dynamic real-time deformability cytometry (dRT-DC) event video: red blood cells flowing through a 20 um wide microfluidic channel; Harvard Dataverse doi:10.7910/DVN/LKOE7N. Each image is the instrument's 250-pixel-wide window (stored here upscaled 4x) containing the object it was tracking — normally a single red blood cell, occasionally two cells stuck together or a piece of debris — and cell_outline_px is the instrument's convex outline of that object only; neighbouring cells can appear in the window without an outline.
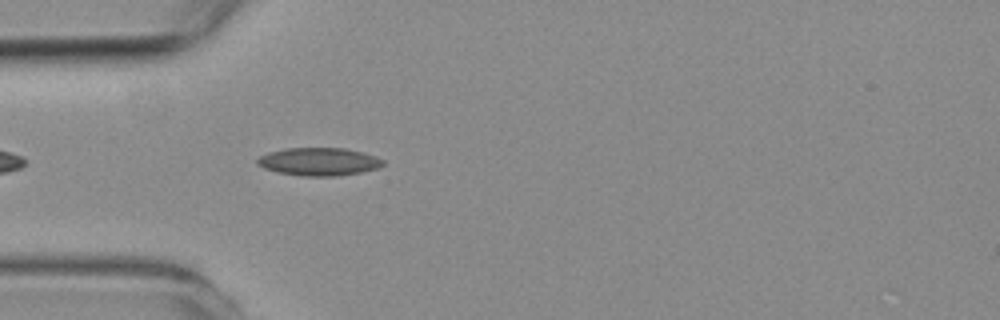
{"species": "common noctule bat (a hibernating species)", "species_latin": "Nyctalus noctula", "temperature_condition": "room temperature", "stored_images_in_passage": 12, "camera_frame_rate_fps": 3000, "um_per_image_px": 0.085, "animal": {"sex": "female", "body_mass_g": 19.3, "forearm_length_mm": 54.1}, "frame": {"image": 1, "passage_image": 4, "time_ms": 1.0, "image_size_px": [1000, 320], "cell_outline_px": [[384, 164], [376, 168], [360, 172], [336, 176], [300, 176], [276, 172], [264, 168], [256, 164], [256, 160], [260, 156], [268, 152], [284, 148], [344, 148], [376, 156], [384, 160]], "centroid_in_image_um": [27.06, 13.74], "position_along_channel_um": 57.9, "area_um2": 20.46}}
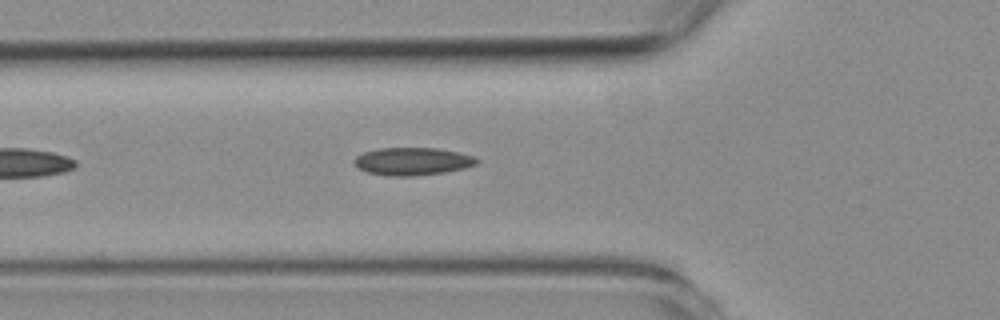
{"frame": {"image": 2, "passage_image": 7, "time_ms": 2.0, "image_size_px": [1000, 320], "cell_outline_px": [[480, 160], [476, 164], [464, 168], [444, 172], [416, 176], [384, 176], [368, 172], [360, 168], [352, 160], [356, 156], [364, 152], [380, 148], [436, 148], [460, 152], [476, 156]], "centroid_in_image_um": [35.09, 13.71], "position_along_channel_um": 90.7, "area_um2": 19.88}}